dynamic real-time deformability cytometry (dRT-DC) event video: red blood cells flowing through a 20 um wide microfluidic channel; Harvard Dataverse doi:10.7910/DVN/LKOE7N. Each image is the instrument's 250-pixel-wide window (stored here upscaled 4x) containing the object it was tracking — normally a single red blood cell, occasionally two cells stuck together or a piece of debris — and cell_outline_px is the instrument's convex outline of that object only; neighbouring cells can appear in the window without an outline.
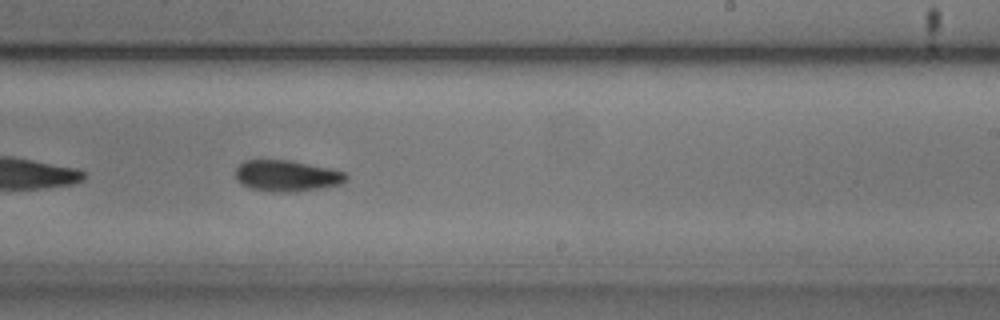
{"species": "common noctule bat (a hibernating species)", "species_latin": "Nyctalus noctula", "temperature_condition": "cold", "stored_images_in_passage": 38, "camera_frame_rate_fps": 3000, "um_per_image_px": 0.085, "animal": {"sex": "male", "body_mass_g": 20.5, "forearm_length_mm": 52.5}, "frame": {"image": 1, "passage_image": 17, "time_ms": 5.333, "image_size_px": [1000, 320], "cell_outline_px": [[348, 180], [340, 184], [320, 188], [296, 192], [272, 192], [248, 188], [236, 180], [236, 168], [244, 160], [288, 160], [328, 168], [344, 172], [348, 176]], "centroid_in_image_um": [24.35, 14.96], "position_along_channel_um": 264.6, "area_um2": 20.11}}
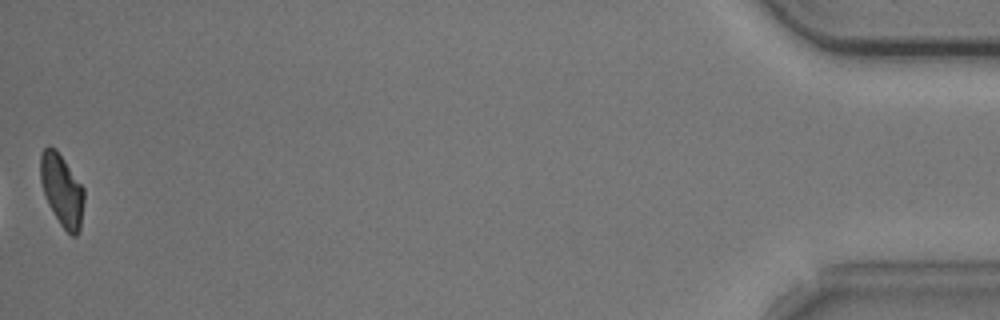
{"frame": {"image": 2, "passage_image": 38, "time_ms": 12.333, "image_size_px": [1000, 320], "cell_outline_px": [[84, 200], [80, 228], [76, 236], [72, 236], [60, 224], [48, 204], [40, 180], [40, 152], [48, 144], [56, 148], [84, 188]], "centroid_in_image_um": [5.25, 16.12], "position_along_channel_um": 430.0, "area_um2": 18.32}, "authors_computed_cell_mechanics": {"area_um2": 19.3919, "velocity_mm_per_s": 3.7274, "shape_relaxation_time_tau1_ms": 2.2916, "shape_relaxation_time_tau2_ms": 8.0716, "deformation_change_tau1": 0.119, "deformation_change_tau2": 0.1449}}